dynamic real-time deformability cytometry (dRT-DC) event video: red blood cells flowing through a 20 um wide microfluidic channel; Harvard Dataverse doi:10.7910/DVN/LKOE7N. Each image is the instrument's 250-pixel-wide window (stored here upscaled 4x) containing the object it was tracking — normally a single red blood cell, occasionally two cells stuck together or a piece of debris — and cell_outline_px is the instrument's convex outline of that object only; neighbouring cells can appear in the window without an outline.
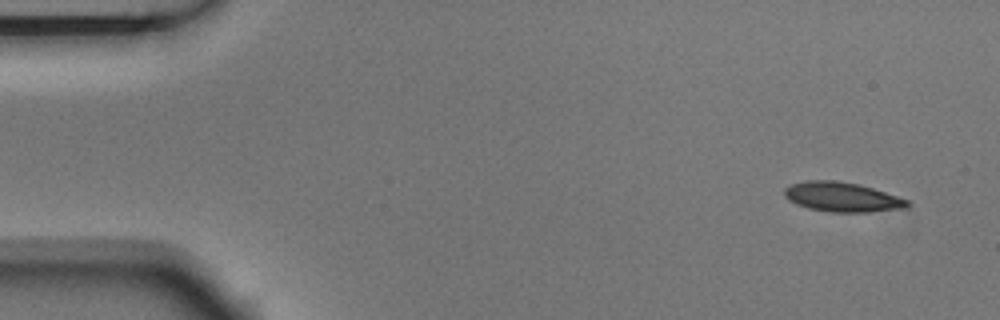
{"species": "Egyptian fruit bat (a non-hibernating species)", "species_latin": "Rousettus aegyptiacus", "temperature_condition": "room temperature", "stored_images_in_passage": 6, "camera_frame_rate_fps": 3000, "um_per_image_px": 0.085, "animal": {"sex": "male"}, "frame": {"image": 1, "passage_image": 1, "time_ms": 0.0, "image_size_px": [1000, 320], "cell_outline_px": [[912, 204], [908, 208], [868, 212], [828, 212], [808, 208], [796, 204], [788, 200], [784, 196], [784, 188], [792, 184], [808, 180], [836, 180], [860, 184], [908, 200]], "centroid_in_image_um": [71.58, 16.75], "position_along_channel_um": 13.4, "area_um2": 21.33}}
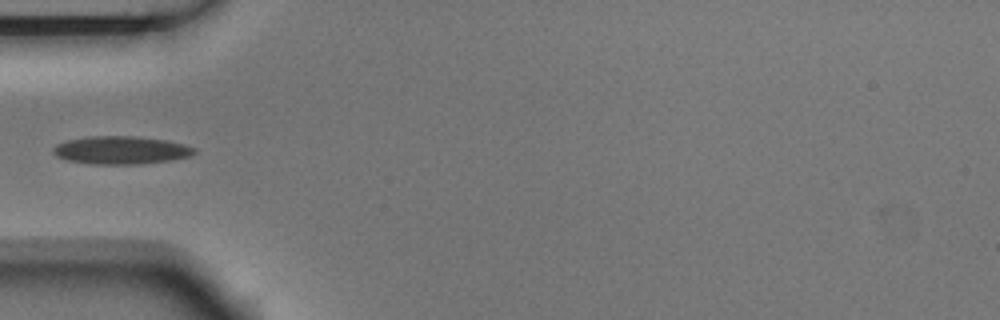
{"frame": {"image": 2, "passage_image": 5, "time_ms": 1.333, "image_size_px": [1000, 320], "cell_outline_px": [[196, 152], [192, 156], [172, 160], [140, 164], [88, 164], [68, 160], [56, 156], [52, 152], [52, 148], [56, 144], [68, 140], [92, 136], [132, 136], [164, 140], [184, 144], [196, 148]], "centroid_in_image_um": [10.29, 12.77], "position_along_channel_um": 74.7, "area_um2": 23.06}}
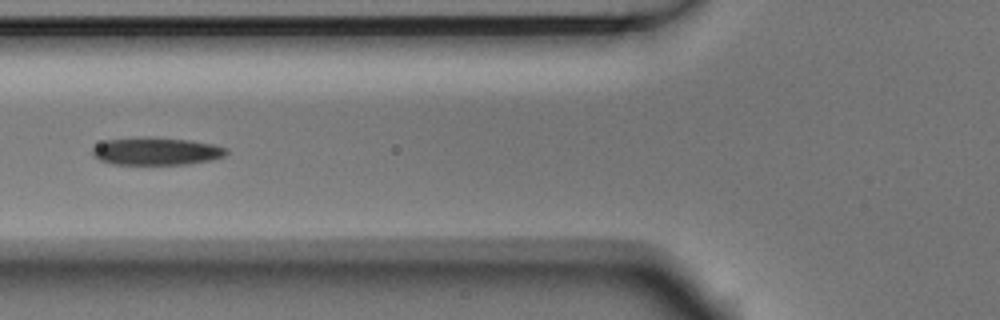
{"frame": {"image": 3, "passage_image": 6, "time_ms": 1.667, "image_size_px": [1000, 320], "cell_outline_px": [[228, 152], [224, 156], [212, 160], [188, 164], [112, 164], [100, 160], [92, 156], [92, 148], [104, 140], [144, 136], [156, 136], [192, 140], [212, 144], [228, 148]], "centroid_in_image_um": [13.28, 12.83], "position_along_channel_um": 112.5, "area_um2": 22.02}}